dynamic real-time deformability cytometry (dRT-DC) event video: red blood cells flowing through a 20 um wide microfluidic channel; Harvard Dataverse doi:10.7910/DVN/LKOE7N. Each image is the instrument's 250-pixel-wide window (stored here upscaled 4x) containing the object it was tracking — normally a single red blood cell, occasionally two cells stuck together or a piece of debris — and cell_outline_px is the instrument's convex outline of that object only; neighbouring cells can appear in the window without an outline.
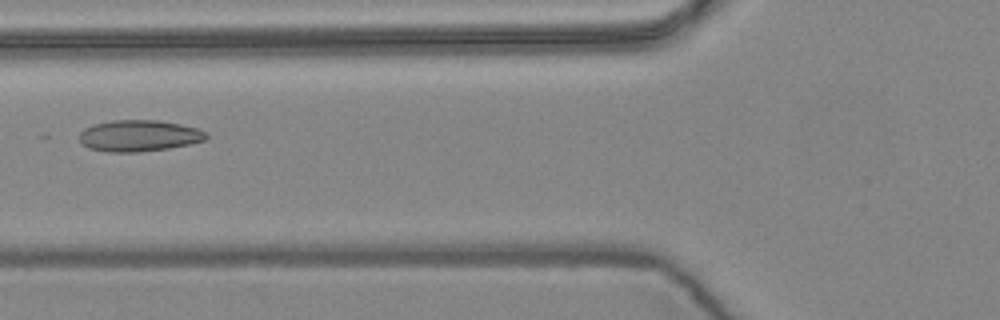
{"species": "common noctule bat (a hibernating species)", "species_latin": "Nyctalus noctula", "temperature_condition": "warm", "stored_images_in_passage": 5, "camera_frame_rate_fps": 3000, "um_per_image_px": 0.085, "animal": {"sex": "female", "body_mass_g": 24.6, "forearm_length_mm": 56.2}, "frame": {"image": 1, "passage_image": 3, "time_ms": 0.667, "image_size_px": [1000, 320], "cell_outline_px": [[208, 136], [204, 140], [188, 144], [168, 148], [140, 152], [108, 152], [88, 148], [80, 144], [80, 132], [84, 128], [92, 124], [112, 120], [160, 120], [180, 124], [196, 128], [208, 132]], "centroid_in_image_um": [11.78, 11.53], "position_along_channel_um": 114.0, "area_um2": 23.35}}
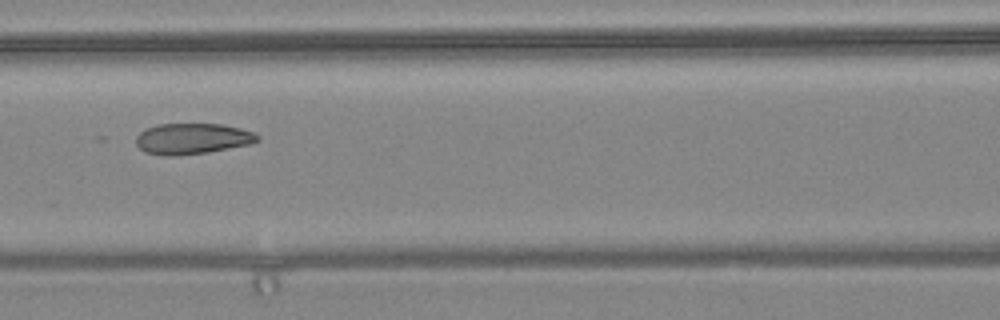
{"frame": {"image": 2, "passage_image": 4, "time_ms": 1.0, "image_size_px": [1000, 320], "cell_outline_px": [[260, 140], [248, 144], [208, 152], [176, 156], [164, 156], [144, 152], [136, 144], [136, 136], [144, 128], [160, 124], [224, 124], [240, 128], [252, 132], [260, 136]], "centroid_in_image_um": [16.31, 11.79], "position_along_channel_um": 150.3, "area_um2": 21.91}}
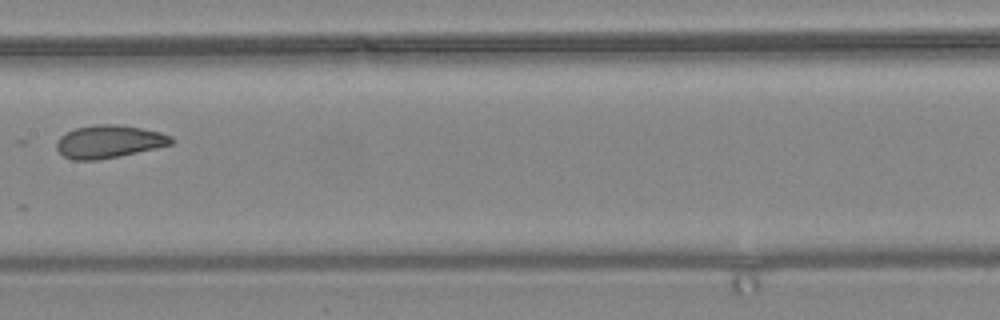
{"frame": {"image": 3, "passage_image": 5, "time_ms": 1.333, "image_size_px": [1000, 320], "cell_outline_px": [[176, 140], [172, 144], [156, 148], [120, 156], [96, 160], [72, 160], [64, 156], [56, 148], [56, 140], [60, 136], [76, 128], [96, 124], [116, 124], [140, 128], [160, 132], [172, 136]], "centroid_in_image_um": [9.27, 12.04], "position_along_channel_um": 198.1, "area_um2": 21.96}}